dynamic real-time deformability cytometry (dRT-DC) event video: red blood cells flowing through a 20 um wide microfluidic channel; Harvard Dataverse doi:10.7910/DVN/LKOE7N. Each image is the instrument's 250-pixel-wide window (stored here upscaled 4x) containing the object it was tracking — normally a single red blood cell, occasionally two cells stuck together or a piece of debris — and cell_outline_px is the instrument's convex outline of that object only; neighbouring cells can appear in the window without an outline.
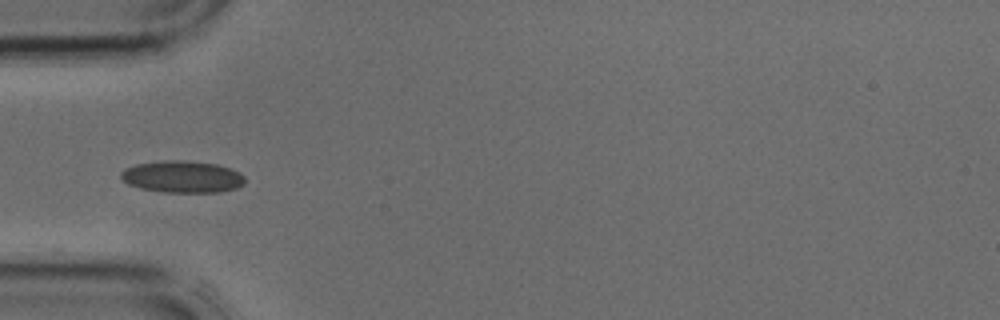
{"species": "common noctule bat (a hibernating species)", "species_latin": "Nyctalus noctula", "temperature_condition": "cold", "stored_images_in_passage": 29, "camera_frame_rate_fps": 3000, "um_per_image_px": 0.085, "animal": {"sex": "male", "body_mass_g": 17.9, "forearm_length_mm": 54.2}, "frame": {"image": 1, "passage_image": 1, "time_ms": 0.0, "image_size_px": [1000, 320], "cell_outline_px": [[244, 184], [236, 188], [216, 192], [164, 192], [140, 188], [128, 184], [120, 176], [120, 172], [124, 168], [136, 164], [164, 160], [184, 160], [216, 164], [240, 172], [244, 176]], "centroid_in_image_um": [15.48, 15.02], "position_along_channel_um": 69.5, "area_um2": 23.0}}
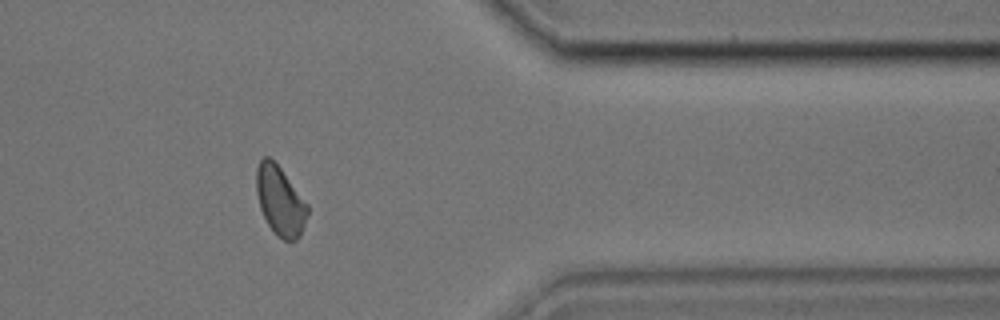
{"frame": {"image": 2, "passage_image": 22, "time_ms": 7.0, "image_size_px": [1000, 320], "cell_outline_px": [[308, 212], [300, 236], [296, 240], [284, 240], [276, 236], [268, 224], [260, 208], [256, 192], [256, 168], [260, 160], [264, 156], [268, 156], [280, 168], [308, 204]], "centroid_in_image_um": [23.8, 17.08], "position_along_channel_um": 387.6, "area_um2": 20.46}}
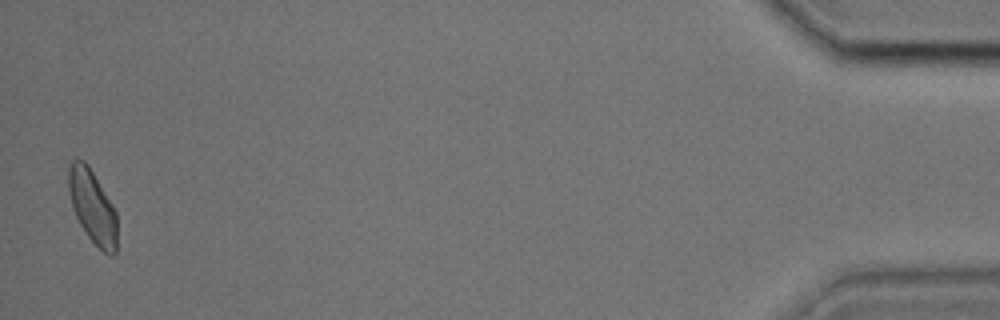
{"frame": {"image": 3, "passage_image": 29, "time_ms": 9.333, "image_size_px": [1000, 320], "cell_outline_px": [[116, 252], [112, 256], [108, 256], [88, 236], [80, 224], [72, 208], [68, 188], [68, 168], [72, 160], [84, 160], [88, 164], [112, 204], [116, 212]], "centroid_in_image_um": [7.85, 17.55], "position_along_channel_um": 427.4, "area_um2": 20.58}}